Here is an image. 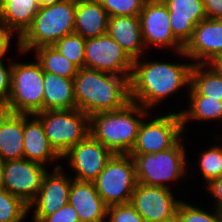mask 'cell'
I'll return each mask as SVG.
<instances>
[{
  "mask_svg": "<svg viewBox=\"0 0 222 222\" xmlns=\"http://www.w3.org/2000/svg\"><path fill=\"white\" fill-rule=\"evenodd\" d=\"M166 5L174 37L185 46L194 28L207 18L203 0H162Z\"/></svg>",
  "mask_w": 222,
  "mask_h": 222,
  "instance_id": "cell-17",
  "label": "cell"
},
{
  "mask_svg": "<svg viewBox=\"0 0 222 222\" xmlns=\"http://www.w3.org/2000/svg\"><path fill=\"white\" fill-rule=\"evenodd\" d=\"M187 96H208L222 101V77L210 64H193Z\"/></svg>",
  "mask_w": 222,
  "mask_h": 222,
  "instance_id": "cell-25",
  "label": "cell"
},
{
  "mask_svg": "<svg viewBox=\"0 0 222 222\" xmlns=\"http://www.w3.org/2000/svg\"><path fill=\"white\" fill-rule=\"evenodd\" d=\"M9 113L7 101L0 98V122Z\"/></svg>",
  "mask_w": 222,
  "mask_h": 222,
  "instance_id": "cell-40",
  "label": "cell"
},
{
  "mask_svg": "<svg viewBox=\"0 0 222 222\" xmlns=\"http://www.w3.org/2000/svg\"><path fill=\"white\" fill-rule=\"evenodd\" d=\"M24 158L47 167L62 160L50 146L41 121L34 114H24Z\"/></svg>",
  "mask_w": 222,
  "mask_h": 222,
  "instance_id": "cell-20",
  "label": "cell"
},
{
  "mask_svg": "<svg viewBox=\"0 0 222 222\" xmlns=\"http://www.w3.org/2000/svg\"><path fill=\"white\" fill-rule=\"evenodd\" d=\"M114 154L101 142L95 140L90 134L75 146L71 147L62 157L68 160L73 179L79 181H94Z\"/></svg>",
  "mask_w": 222,
  "mask_h": 222,
  "instance_id": "cell-15",
  "label": "cell"
},
{
  "mask_svg": "<svg viewBox=\"0 0 222 222\" xmlns=\"http://www.w3.org/2000/svg\"><path fill=\"white\" fill-rule=\"evenodd\" d=\"M47 169L25 158L5 161L3 188L29 205L37 196Z\"/></svg>",
  "mask_w": 222,
  "mask_h": 222,
  "instance_id": "cell-14",
  "label": "cell"
},
{
  "mask_svg": "<svg viewBox=\"0 0 222 222\" xmlns=\"http://www.w3.org/2000/svg\"><path fill=\"white\" fill-rule=\"evenodd\" d=\"M38 0H0V26L18 38L39 11Z\"/></svg>",
  "mask_w": 222,
  "mask_h": 222,
  "instance_id": "cell-22",
  "label": "cell"
},
{
  "mask_svg": "<svg viewBox=\"0 0 222 222\" xmlns=\"http://www.w3.org/2000/svg\"><path fill=\"white\" fill-rule=\"evenodd\" d=\"M77 109L88 116L114 111L130 102L129 78L88 68L78 69L73 78Z\"/></svg>",
  "mask_w": 222,
  "mask_h": 222,
  "instance_id": "cell-2",
  "label": "cell"
},
{
  "mask_svg": "<svg viewBox=\"0 0 222 222\" xmlns=\"http://www.w3.org/2000/svg\"><path fill=\"white\" fill-rule=\"evenodd\" d=\"M142 120L135 145L129 155L153 154L171 148L183 132L180 112H170Z\"/></svg>",
  "mask_w": 222,
  "mask_h": 222,
  "instance_id": "cell-9",
  "label": "cell"
},
{
  "mask_svg": "<svg viewBox=\"0 0 222 222\" xmlns=\"http://www.w3.org/2000/svg\"><path fill=\"white\" fill-rule=\"evenodd\" d=\"M220 139L222 141V137ZM199 155L197 166L202 173L203 181L206 183L204 185L222 176V145L214 144V146L207 148Z\"/></svg>",
  "mask_w": 222,
  "mask_h": 222,
  "instance_id": "cell-28",
  "label": "cell"
},
{
  "mask_svg": "<svg viewBox=\"0 0 222 222\" xmlns=\"http://www.w3.org/2000/svg\"><path fill=\"white\" fill-rule=\"evenodd\" d=\"M108 17L98 0H77L74 32L84 39L105 35Z\"/></svg>",
  "mask_w": 222,
  "mask_h": 222,
  "instance_id": "cell-21",
  "label": "cell"
},
{
  "mask_svg": "<svg viewBox=\"0 0 222 222\" xmlns=\"http://www.w3.org/2000/svg\"><path fill=\"white\" fill-rule=\"evenodd\" d=\"M112 16H139L146 0H98Z\"/></svg>",
  "mask_w": 222,
  "mask_h": 222,
  "instance_id": "cell-32",
  "label": "cell"
},
{
  "mask_svg": "<svg viewBox=\"0 0 222 222\" xmlns=\"http://www.w3.org/2000/svg\"><path fill=\"white\" fill-rule=\"evenodd\" d=\"M85 43L86 39L74 32L59 39L53 46L80 69L85 67Z\"/></svg>",
  "mask_w": 222,
  "mask_h": 222,
  "instance_id": "cell-29",
  "label": "cell"
},
{
  "mask_svg": "<svg viewBox=\"0 0 222 222\" xmlns=\"http://www.w3.org/2000/svg\"><path fill=\"white\" fill-rule=\"evenodd\" d=\"M214 211H206L192 203L181 201L176 216L179 222H222V212L212 207Z\"/></svg>",
  "mask_w": 222,
  "mask_h": 222,
  "instance_id": "cell-31",
  "label": "cell"
},
{
  "mask_svg": "<svg viewBox=\"0 0 222 222\" xmlns=\"http://www.w3.org/2000/svg\"><path fill=\"white\" fill-rule=\"evenodd\" d=\"M106 222H146L131 203L115 204L107 207Z\"/></svg>",
  "mask_w": 222,
  "mask_h": 222,
  "instance_id": "cell-33",
  "label": "cell"
},
{
  "mask_svg": "<svg viewBox=\"0 0 222 222\" xmlns=\"http://www.w3.org/2000/svg\"><path fill=\"white\" fill-rule=\"evenodd\" d=\"M193 63H170L160 61L133 60L129 79L130 101L149 111L172 94L191 84Z\"/></svg>",
  "mask_w": 222,
  "mask_h": 222,
  "instance_id": "cell-1",
  "label": "cell"
},
{
  "mask_svg": "<svg viewBox=\"0 0 222 222\" xmlns=\"http://www.w3.org/2000/svg\"><path fill=\"white\" fill-rule=\"evenodd\" d=\"M132 67L133 60L108 34L86 39L85 68L130 79Z\"/></svg>",
  "mask_w": 222,
  "mask_h": 222,
  "instance_id": "cell-11",
  "label": "cell"
},
{
  "mask_svg": "<svg viewBox=\"0 0 222 222\" xmlns=\"http://www.w3.org/2000/svg\"><path fill=\"white\" fill-rule=\"evenodd\" d=\"M24 114L9 112L0 122V158H24Z\"/></svg>",
  "mask_w": 222,
  "mask_h": 222,
  "instance_id": "cell-23",
  "label": "cell"
},
{
  "mask_svg": "<svg viewBox=\"0 0 222 222\" xmlns=\"http://www.w3.org/2000/svg\"><path fill=\"white\" fill-rule=\"evenodd\" d=\"M43 83L44 71L38 60L30 63L13 60L9 112L31 115L43 111Z\"/></svg>",
  "mask_w": 222,
  "mask_h": 222,
  "instance_id": "cell-6",
  "label": "cell"
},
{
  "mask_svg": "<svg viewBox=\"0 0 222 222\" xmlns=\"http://www.w3.org/2000/svg\"><path fill=\"white\" fill-rule=\"evenodd\" d=\"M77 0H63L54 5L40 7L31 25L17 40L21 55L34 49L53 45L64 36L74 33Z\"/></svg>",
  "mask_w": 222,
  "mask_h": 222,
  "instance_id": "cell-4",
  "label": "cell"
},
{
  "mask_svg": "<svg viewBox=\"0 0 222 222\" xmlns=\"http://www.w3.org/2000/svg\"><path fill=\"white\" fill-rule=\"evenodd\" d=\"M41 222H80L77 211L68 203Z\"/></svg>",
  "mask_w": 222,
  "mask_h": 222,
  "instance_id": "cell-34",
  "label": "cell"
},
{
  "mask_svg": "<svg viewBox=\"0 0 222 222\" xmlns=\"http://www.w3.org/2000/svg\"><path fill=\"white\" fill-rule=\"evenodd\" d=\"M185 147L181 137L169 149L153 154L130 155L135 164L137 183L170 188V182L185 179L189 174Z\"/></svg>",
  "mask_w": 222,
  "mask_h": 222,
  "instance_id": "cell-5",
  "label": "cell"
},
{
  "mask_svg": "<svg viewBox=\"0 0 222 222\" xmlns=\"http://www.w3.org/2000/svg\"><path fill=\"white\" fill-rule=\"evenodd\" d=\"M14 35L15 34H13L12 32L4 30L0 26V61H3L2 58L7 57L10 45H12L11 39H13L12 37H14Z\"/></svg>",
  "mask_w": 222,
  "mask_h": 222,
  "instance_id": "cell-38",
  "label": "cell"
},
{
  "mask_svg": "<svg viewBox=\"0 0 222 222\" xmlns=\"http://www.w3.org/2000/svg\"><path fill=\"white\" fill-rule=\"evenodd\" d=\"M42 123L50 146L62 157L89 134V116L79 109L46 110L34 114Z\"/></svg>",
  "mask_w": 222,
  "mask_h": 222,
  "instance_id": "cell-7",
  "label": "cell"
},
{
  "mask_svg": "<svg viewBox=\"0 0 222 222\" xmlns=\"http://www.w3.org/2000/svg\"><path fill=\"white\" fill-rule=\"evenodd\" d=\"M143 41L147 48L170 49L176 55L186 57L184 46L174 37L171 31L170 17L162 0H146L139 14Z\"/></svg>",
  "mask_w": 222,
  "mask_h": 222,
  "instance_id": "cell-10",
  "label": "cell"
},
{
  "mask_svg": "<svg viewBox=\"0 0 222 222\" xmlns=\"http://www.w3.org/2000/svg\"><path fill=\"white\" fill-rule=\"evenodd\" d=\"M207 18L222 19V0H203Z\"/></svg>",
  "mask_w": 222,
  "mask_h": 222,
  "instance_id": "cell-37",
  "label": "cell"
},
{
  "mask_svg": "<svg viewBox=\"0 0 222 222\" xmlns=\"http://www.w3.org/2000/svg\"><path fill=\"white\" fill-rule=\"evenodd\" d=\"M27 214V204L4 188H0V222H22L27 218Z\"/></svg>",
  "mask_w": 222,
  "mask_h": 222,
  "instance_id": "cell-30",
  "label": "cell"
},
{
  "mask_svg": "<svg viewBox=\"0 0 222 222\" xmlns=\"http://www.w3.org/2000/svg\"><path fill=\"white\" fill-rule=\"evenodd\" d=\"M63 170L62 165L55 164L51 172L48 170L45 173L37 196L28 205V213L34 211L33 222H41L46 216L54 214L69 203L73 178Z\"/></svg>",
  "mask_w": 222,
  "mask_h": 222,
  "instance_id": "cell-12",
  "label": "cell"
},
{
  "mask_svg": "<svg viewBox=\"0 0 222 222\" xmlns=\"http://www.w3.org/2000/svg\"><path fill=\"white\" fill-rule=\"evenodd\" d=\"M148 109L130 101L123 108L89 116V132L113 154H129L135 145L142 120Z\"/></svg>",
  "mask_w": 222,
  "mask_h": 222,
  "instance_id": "cell-3",
  "label": "cell"
},
{
  "mask_svg": "<svg viewBox=\"0 0 222 222\" xmlns=\"http://www.w3.org/2000/svg\"><path fill=\"white\" fill-rule=\"evenodd\" d=\"M5 62L0 61V98L8 100L11 91V70L13 60L8 61L7 66Z\"/></svg>",
  "mask_w": 222,
  "mask_h": 222,
  "instance_id": "cell-35",
  "label": "cell"
},
{
  "mask_svg": "<svg viewBox=\"0 0 222 222\" xmlns=\"http://www.w3.org/2000/svg\"><path fill=\"white\" fill-rule=\"evenodd\" d=\"M92 182L107 206L129 203L137 185L133 158L114 154Z\"/></svg>",
  "mask_w": 222,
  "mask_h": 222,
  "instance_id": "cell-8",
  "label": "cell"
},
{
  "mask_svg": "<svg viewBox=\"0 0 222 222\" xmlns=\"http://www.w3.org/2000/svg\"><path fill=\"white\" fill-rule=\"evenodd\" d=\"M189 107L180 111L183 132L188 131L186 123L190 121H222V101L208 96H188ZM190 101V102H189Z\"/></svg>",
  "mask_w": 222,
  "mask_h": 222,
  "instance_id": "cell-26",
  "label": "cell"
},
{
  "mask_svg": "<svg viewBox=\"0 0 222 222\" xmlns=\"http://www.w3.org/2000/svg\"><path fill=\"white\" fill-rule=\"evenodd\" d=\"M170 188L137 183L130 203L146 222H165L176 217L182 200Z\"/></svg>",
  "mask_w": 222,
  "mask_h": 222,
  "instance_id": "cell-13",
  "label": "cell"
},
{
  "mask_svg": "<svg viewBox=\"0 0 222 222\" xmlns=\"http://www.w3.org/2000/svg\"><path fill=\"white\" fill-rule=\"evenodd\" d=\"M165 222H179L177 216L172 218L171 220L165 221Z\"/></svg>",
  "mask_w": 222,
  "mask_h": 222,
  "instance_id": "cell-43",
  "label": "cell"
},
{
  "mask_svg": "<svg viewBox=\"0 0 222 222\" xmlns=\"http://www.w3.org/2000/svg\"><path fill=\"white\" fill-rule=\"evenodd\" d=\"M63 0H38V3L40 5V7H46V6H50V5H54L56 3H59Z\"/></svg>",
  "mask_w": 222,
  "mask_h": 222,
  "instance_id": "cell-41",
  "label": "cell"
},
{
  "mask_svg": "<svg viewBox=\"0 0 222 222\" xmlns=\"http://www.w3.org/2000/svg\"><path fill=\"white\" fill-rule=\"evenodd\" d=\"M215 71L222 77V56L215 58L209 63Z\"/></svg>",
  "mask_w": 222,
  "mask_h": 222,
  "instance_id": "cell-39",
  "label": "cell"
},
{
  "mask_svg": "<svg viewBox=\"0 0 222 222\" xmlns=\"http://www.w3.org/2000/svg\"><path fill=\"white\" fill-rule=\"evenodd\" d=\"M205 188L209 190L211 197L213 196V207L222 212V176L212 180Z\"/></svg>",
  "mask_w": 222,
  "mask_h": 222,
  "instance_id": "cell-36",
  "label": "cell"
},
{
  "mask_svg": "<svg viewBox=\"0 0 222 222\" xmlns=\"http://www.w3.org/2000/svg\"><path fill=\"white\" fill-rule=\"evenodd\" d=\"M35 50V58L39 61L44 72H49L68 79H73L78 67L65 56L60 54L53 45L40 46Z\"/></svg>",
  "mask_w": 222,
  "mask_h": 222,
  "instance_id": "cell-27",
  "label": "cell"
},
{
  "mask_svg": "<svg viewBox=\"0 0 222 222\" xmlns=\"http://www.w3.org/2000/svg\"><path fill=\"white\" fill-rule=\"evenodd\" d=\"M4 161L0 158V188H3L4 182Z\"/></svg>",
  "mask_w": 222,
  "mask_h": 222,
  "instance_id": "cell-42",
  "label": "cell"
},
{
  "mask_svg": "<svg viewBox=\"0 0 222 222\" xmlns=\"http://www.w3.org/2000/svg\"><path fill=\"white\" fill-rule=\"evenodd\" d=\"M107 34L123 48L132 60L142 58L146 53L139 16L108 17Z\"/></svg>",
  "mask_w": 222,
  "mask_h": 222,
  "instance_id": "cell-19",
  "label": "cell"
},
{
  "mask_svg": "<svg viewBox=\"0 0 222 222\" xmlns=\"http://www.w3.org/2000/svg\"><path fill=\"white\" fill-rule=\"evenodd\" d=\"M183 51L193 64H209L222 56V19L202 20L194 28Z\"/></svg>",
  "mask_w": 222,
  "mask_h": 222,
  "instance_id": "cell-16",
  "label": "cell"
},
{
  "mask_svg": "<svg viewBox=\"0 0 222 222\" xmlns=\"http://www.w3.org/2000/svg\"><path fill=\"white\" fill-rule=\"evenodd\" d=\"M43 111L77 109L73 79L44 72Z\"/></svg>",
  "mask_w": 222,
  "mask_h": 222,
  "instance_id": "cell-24",
  "label": "cell"
},
{
  "mask_svg": "<svg viewBox=\"0 0 222 222\" xmlns=\"http://www.w3.org/2000/svg\"><path fill=\"white\" fill-rule=\"evenodd\" d=\"M69 204L77 211L80 222H106L107 205L92 181L72 179Z\"/></svg>",
  "mask_w": 222,
  "mask_h": 222,
  "instance_id": "cell-18",
  "label": "cell"
}]
</instances>
